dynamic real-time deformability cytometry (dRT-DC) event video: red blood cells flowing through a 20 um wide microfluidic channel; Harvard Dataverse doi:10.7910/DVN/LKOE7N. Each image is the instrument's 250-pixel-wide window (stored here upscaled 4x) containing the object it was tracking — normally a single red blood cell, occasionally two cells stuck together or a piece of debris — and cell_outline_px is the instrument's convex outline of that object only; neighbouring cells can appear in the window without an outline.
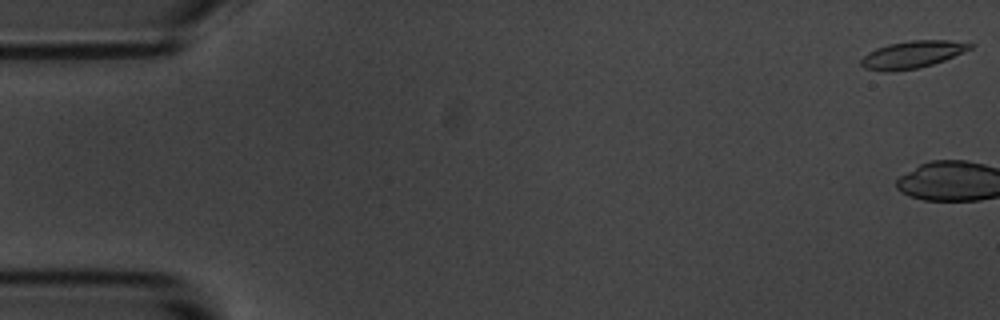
{"species": "common noctule bat (a hibernating species)", "species_latin": "Nyctalus noctula", "temperature_condition": "room temperature", "stored_images_in_passage": 3, "camera_frame_rate_fps": 3000, "um_per_image_px": 0.085, "animal": {"sex": "male", "body_mass_g": 20.1, "forearm_length_mm": 53.5}, "frame": {"image": 1, "passage_image": 1, "time_ms": 0.0, "image_size_px": [1000, 320], "cell_outline_px": [[976, 44], [972, 48], [964, 52], [944, 60], [932, 64], [916, 68], [888, 72], [864, 68], [860, 64], [860, 60], [868, 52], [876, 48], [888, 44], [912, 40], [948, 40]], "centroid_in_image_um": [77.54, 4.63], "position_along_channel_um": 7.5, "area_um2": 17.22}}